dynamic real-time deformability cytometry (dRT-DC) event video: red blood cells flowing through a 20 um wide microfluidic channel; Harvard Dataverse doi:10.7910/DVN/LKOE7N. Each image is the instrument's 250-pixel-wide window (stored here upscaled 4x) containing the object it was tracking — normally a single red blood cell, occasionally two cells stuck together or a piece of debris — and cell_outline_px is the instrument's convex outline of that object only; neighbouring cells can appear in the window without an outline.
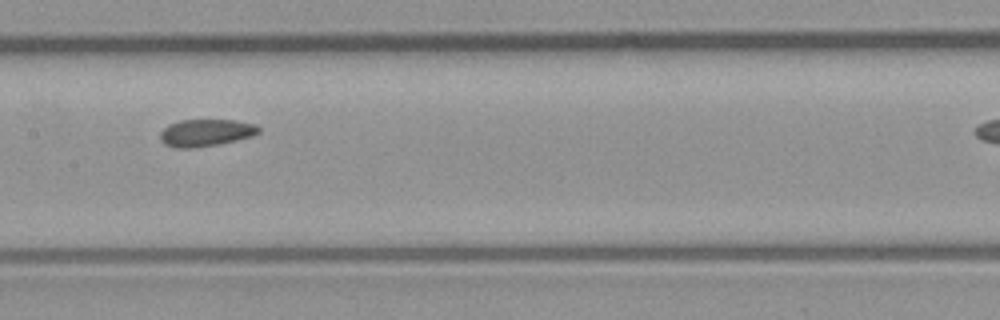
{"species": "common noctule bat (a hibernating species)", "species_latin": "Nyctalus noctula", "temperature_condition": "room temperature", "stored_images_in_passage": 9, "camera_frame_rate_fps": 3000, "um_per_image_px": 0.085, "animal": {"sex": "male", "body_mass_g": 23.1, "forearm_length_mm": 52.7}, "frame": {"image": 1, "passage_image": 7, "time_ms": 2.0, "image_size_px": [1000, 320], "cell_outline_px": [[260, 132], [252, 136], [236, 140], [216, 144], [192, 148], [176, 148], [164, 144], [160, 140], [160, 132], [168, 124], [180, 120], [236, 120], [256, 124], [260, 128]], "centroid_in_image_um": [17.48, 11.27], "position_along_channel_um": 189.9, "area_um2": 15.61}}
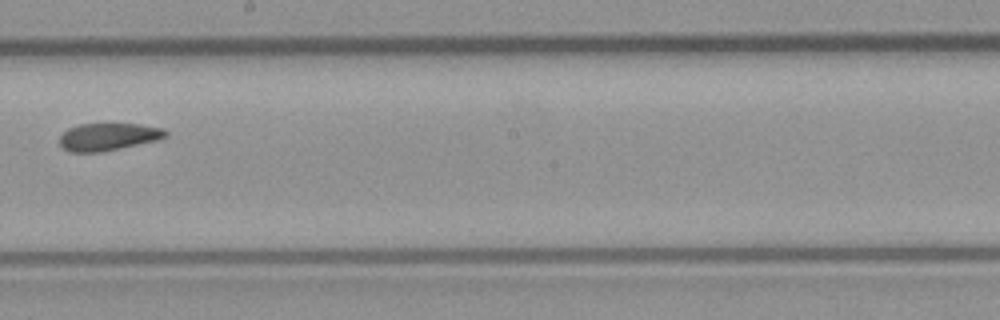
{"frame": {"image": 2, "passage_image": 9, "time_ms": 2.667, "image_size_px": [1000, 320], "cell_outline_px": [[168, 136], [160, 140], [100, 152], [72, 152], [64, 148], [60, 144], [60, 136], [68, 128], [80, 124], [140, 124], [164, 128], [168, 132]], "centroid_in_image_um": [9.26, 11.62], "position_along_channel_um": 238.9, "area_um2": 16.99}}